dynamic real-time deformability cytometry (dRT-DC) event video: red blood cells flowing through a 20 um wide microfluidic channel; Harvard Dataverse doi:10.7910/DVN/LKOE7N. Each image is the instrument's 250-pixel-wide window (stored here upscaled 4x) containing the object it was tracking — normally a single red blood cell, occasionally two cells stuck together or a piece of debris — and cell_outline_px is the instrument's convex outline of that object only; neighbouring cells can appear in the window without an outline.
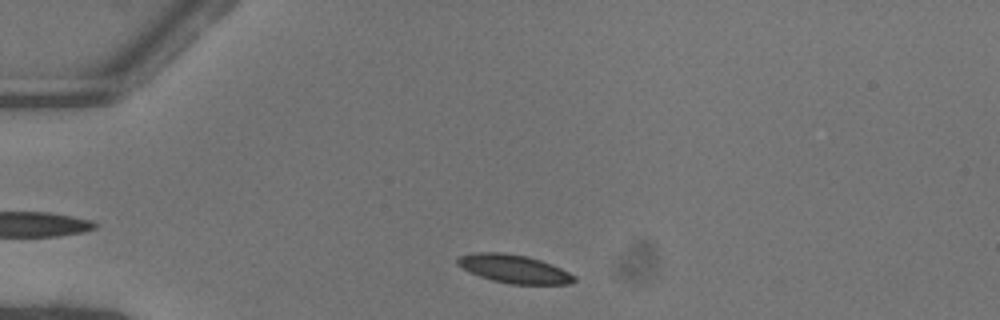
{"species": "common noctule bat (a hibernating species)", "species_latin": "Nyctalus noctula", "temperature_condition": "warm", "stored_images_in_passage": 34, "camera_frame_rate_fps": 3000, "um_per_image_px": 0.085, "animal": {"sex": "female"}, "frame": {"image": 1, "passage_image": 3, "time_ms": 0.667, "image_size_px": [1000, 320], "cell_outline_px": [[576, 280], [572, 284], [512, 284], [492, 280], [480, 276], [456, 264], [456, 260], [460, 256], [476, 252], [504, 252], [524, 256], [540, 260], [552, 264], [576, 276]], "centroid_in_image_um": [43.72, 22.85], "position_along_channel_um": 41.3, "area_um2": 19.07}}
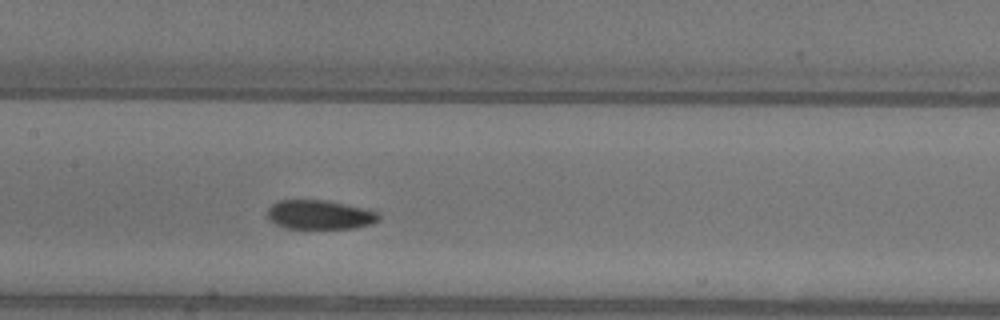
{"frame": {"image": 2, "passage_image": 16, "time_ms": 5.0, "image_size_px": [1000, 320], "cell_outline_px": [[380, 220], [372, 224], [352, 228], [284, 228], [268, 220], [268, 208], [272, 204], [280, 200], [324, 200], [364, 208], [380, 212]], "centroid_in_image_um": [27.19, 18.25], "position_along_channel_um": 180.2, "area_um2": 18.96}}
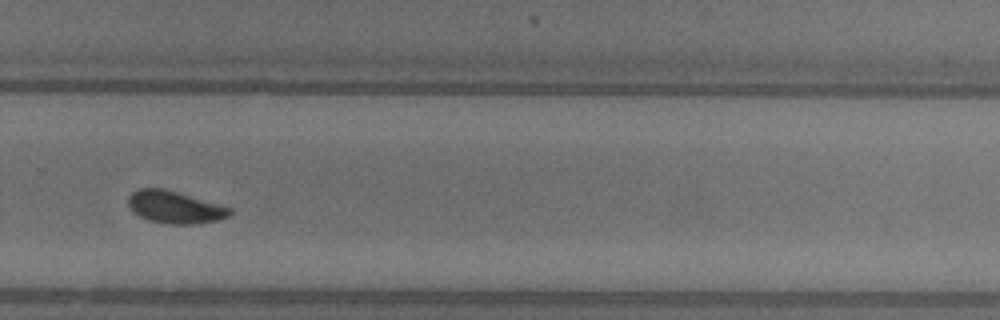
{"frame": {"image": 3, "passage_image": 26, "time_ms": 8.333, "image_size_px": [1000, 320], "cell_outline_px": [[232, 212], [228, 216], [216, 220], [196, 224], [164, 224], [148, 220], [132, 212], [128, 208], [128, 196], [132, 192], [140, 188], [164, 188], [232, 208]], "centroid_in_image_um": [14.81, 17.61], "position_along_channel_um": 315.0, "area_um2": 19.19}, "authors_computed_cell_mechanics": {"area_um2": 19.2185, "velocity_mm_per_s": 4.0577, "shape_relaxation_time_tau1_ms": 2.8828, "shape_relaxation_time_tau2_ms": 2.1632, "deformation_change_tau1": 0.1253, "deformation_change_tau2": 0.0756}}